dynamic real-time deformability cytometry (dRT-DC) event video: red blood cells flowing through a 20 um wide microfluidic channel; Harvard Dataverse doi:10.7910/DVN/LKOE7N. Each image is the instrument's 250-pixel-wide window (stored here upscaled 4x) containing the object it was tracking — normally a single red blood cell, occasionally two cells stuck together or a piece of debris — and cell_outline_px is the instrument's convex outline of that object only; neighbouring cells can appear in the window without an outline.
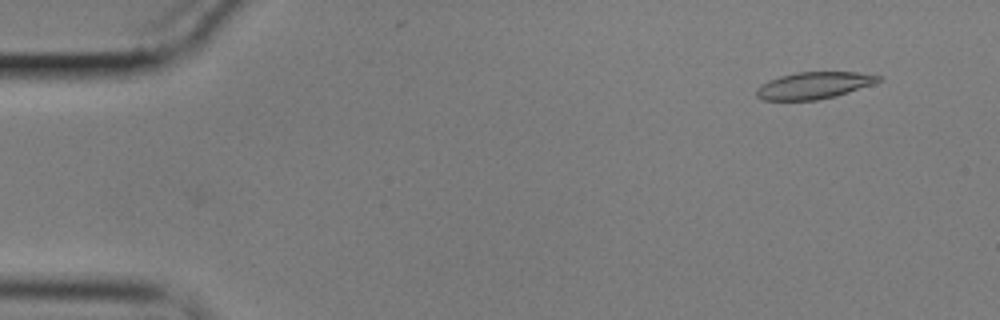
{"species": "common noctule bat (a hibernating species)", "species_latin": "Nyctalus noctula", "temperature_condition": "cold", "stored_images_in_passage": 16, "camera_frame_rate_fps": 3000, "um_per_image_px": 0.085, "animal": {"sex": "male", "body_mass_g": 17.9}, "frame": {"image": 1, "passage_image": 2, "time_ms": 0.333, "image_size_px": [1000, 320], "cell_outline_px": [[880, 80], [872, 84], [836, 96], [816, 100], [764, 100], [756, 96], [756, 88], [760, 84], [780, 76], [796, 72], [856, 72], [880, 76]], "centroid_in_image_um": [69.13, 7.26], "position_along_channel_um": 15.9, "area_um2": 18.9}}
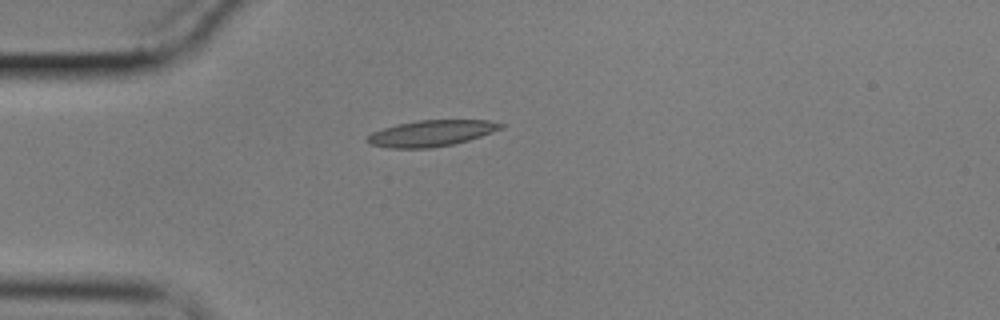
{"frame": {"image": 2, "passage_image": 13, "time_ms": 4.0, "image_size_px": [1000, 320], "cell_outline_px": [[504, 128], [456, 144], [432, 148], [388, 148], [372, 144], [364, 140], [372, 132], [396, 124], [420, 120], [488, 120], [504, 124]], "centroid_in_image_um": [36.67, 11.33], "position_along_channel_um": 48.3, "area_um2": 20.35}}